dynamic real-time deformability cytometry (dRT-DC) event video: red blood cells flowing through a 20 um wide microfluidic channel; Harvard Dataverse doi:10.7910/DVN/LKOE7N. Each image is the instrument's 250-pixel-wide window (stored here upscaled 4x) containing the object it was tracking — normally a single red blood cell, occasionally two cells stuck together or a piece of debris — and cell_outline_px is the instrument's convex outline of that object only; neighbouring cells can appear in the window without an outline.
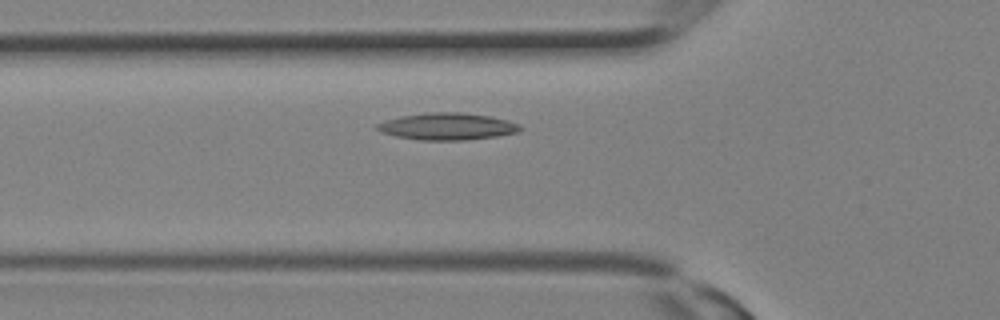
{"species": "Egyptian fruit bat (a non-hibernating species)", "species_latin": "Rousettus aegyptiacus", "temperature_condition": "room temperature", "stored_images_in_passage": 7, "camera_frame_rate_fps": 3000, "um_per_image_px": 0.085, "animal": {"sex": "female"}, "frame": {"image": 1, "passage_image": 3, "time_ms": 0.667, "image_size_px": [1000, 320], "cell_outline_px": [[524, 128], [520, 132], [496, 136], [468, 140], [420, 140], [396, 136], [380, 132], [376, 128], [376, 124], [400, 116], [428, 112], [464, 112], [492, 116], [508, 120], [520, 124]], "centroid_in_image_um": [38.08, 10.74], "position_along_channel_um": 87.7, "area_um2": 22.72}}
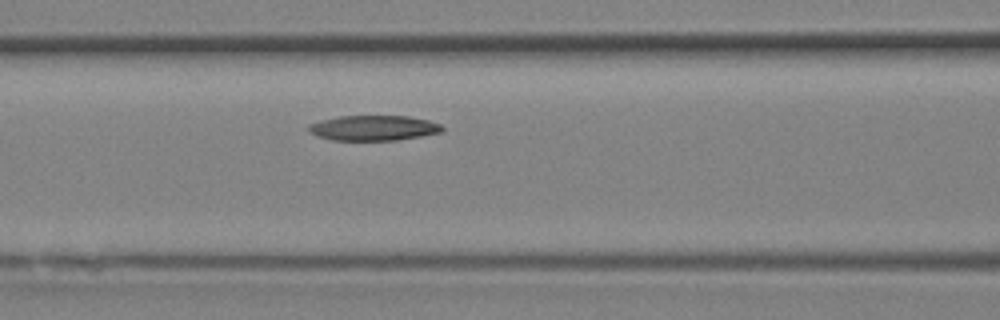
{"frame": {"image": 2, "passage_image": 5, "time_ms": 1.333, "image_size_px": [1000, 320], "cell_outline_px": [[444, 128], [440, 132], [420, 136], [396, 140], [332, 140], [316, 136], [308, 132], [308, 124], [320, 120], [340, 116], [408, 116], [428, 120], [440, 124]], "centroid_in_image_um": [31.7, 10.87], "position_along_channel_um": 134.9, "area_um2": 19.59}}
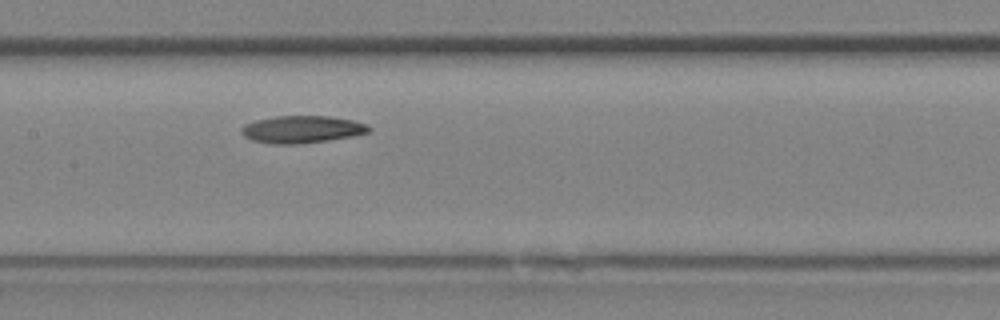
{"frame": {"image": 3, "passage_image": 7, "time_ms": 2.0, "image_size_px": [1000, 320], "cell_outline_px": [[372, 128], [368, 132], [352, 136], [328, 140], [296, 144], [268, 144], [252, 140], [244, 136], [240, 132], [240, 128], [244, 124], [256, 120], [276, 116], [328, 116], [352, 120], [368, 124]], "centroid_in_image_um": [25.63, 10.99], "position_along_channel_um": 181.8, "area_um2": 20.35}}